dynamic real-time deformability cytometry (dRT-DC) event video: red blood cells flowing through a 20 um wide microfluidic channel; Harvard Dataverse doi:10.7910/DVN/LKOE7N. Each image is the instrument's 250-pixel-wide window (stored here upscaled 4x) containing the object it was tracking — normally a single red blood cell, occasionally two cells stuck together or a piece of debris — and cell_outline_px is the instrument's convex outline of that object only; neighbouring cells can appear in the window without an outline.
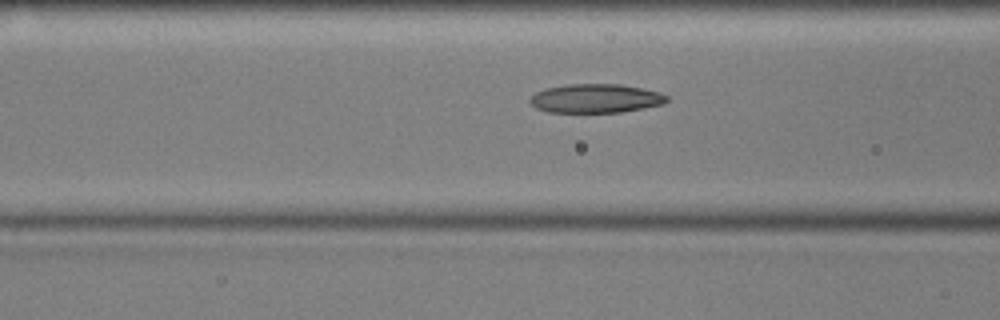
{"species": "common noctule bat (a hibernating species)", "species_latin": "Nyctalus noctula", "temperature_condition": "cold", "stored_images_in_passage": 54, "camera_frame_rate_fps": 3000, "um_per_image_px": 0.085, "animal": {"sex": "male", "body_mass_g": 17.9, "forearm_length_mm": 54.2}, "frame": {"image": 1, "passage_image": 20, "time_ms": 6.333, "image_size_px": [1000, 320], "cell_outline_px": [[668, 100], [664, 104], [644, 108], [620, 112], [548, 112], [536, 108], [528, 100], [536, 92], [544, 88], [568, 84], [620, 84], [660, 92], [668, 96]], "centroid_in_image_um": [50.63, 8.36], "position_along_channel_um": 116.0, "area_um2": 23.06}}
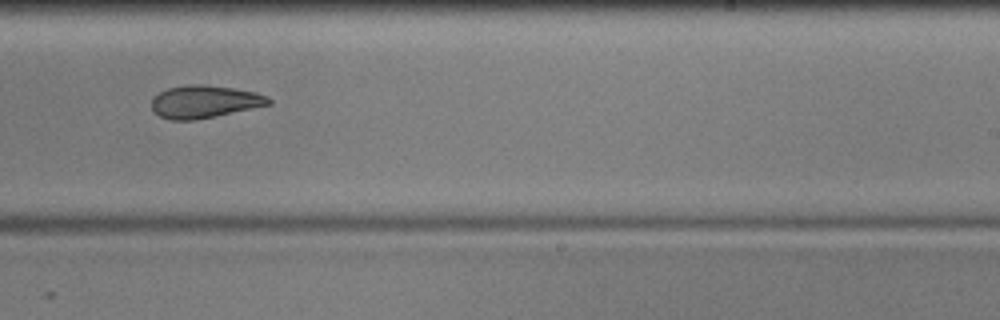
{"frame": {"image": 2, "passage_image": 33, "time_ms": 10.667, "image_size_px": [1000, 320], "cell_outline_px": [[272, 104], [216, 116], [192, 120], [172, 120], [160, 116], [152, 108], [152, 100], [160, 92], [168, 88], [188, 84], [204, 84], [236, 88], [256, 92], [268, 96], [272, 100]], "centroid_in_image_um": [17.43, 8.63], "position_along_channel_um": 271.6, "area_um2": 22.25}}
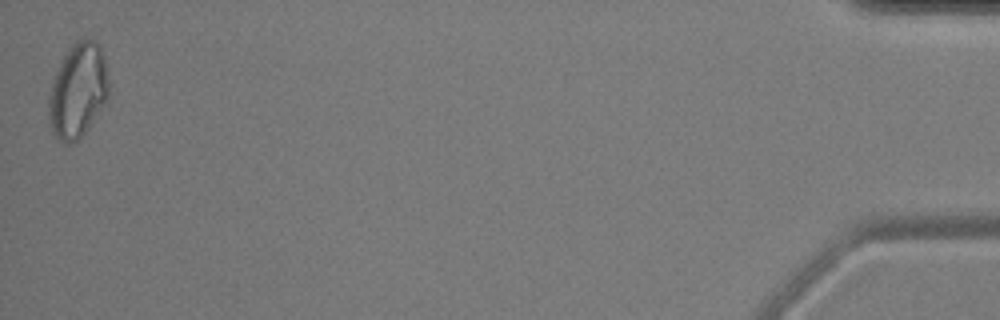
{"frame": {"image": 3, "passage_image": 54, "time_ms": 17.667, "image_size_px": [1000, 320], "cell_outline_px": [[108, 96], [104, 104], [88, 128], [72, 144], [64, 144], [56, 136], [48, 124], [48, 96], [52, 76], [68, 48], [76, 40], [88, 36], [96, 40], [100, 44], [108, 72]], "centroid_in_image_um": [6.6, 7.65], "position_along_channel_um": 428.6, "area_um2": 33.7}, "authors_computed_cell_mechanics": {"area_um2": 23.5246, "velocity_mm_per_s": 3.5843, "shape_relaxation_time_tau1_ms": 5.7311, "shape_relaxation_time_tau2_ms": 5.663, "deformation_change_tau1": 0.1431, "deformation_change_tau2": 0.131}}